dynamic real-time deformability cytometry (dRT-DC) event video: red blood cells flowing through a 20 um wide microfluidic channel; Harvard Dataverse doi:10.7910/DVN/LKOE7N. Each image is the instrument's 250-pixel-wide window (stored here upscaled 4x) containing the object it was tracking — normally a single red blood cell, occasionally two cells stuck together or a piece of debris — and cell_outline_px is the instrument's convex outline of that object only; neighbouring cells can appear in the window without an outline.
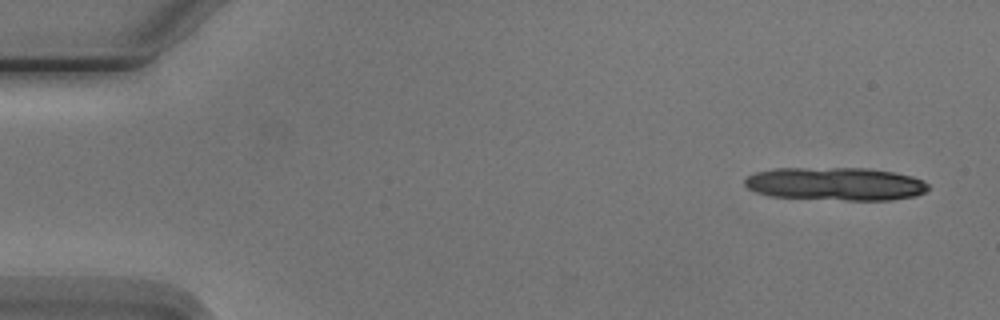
{"species": "Egyptian fruit bat (a non-hibernating species)", "species_latin": "Rousettus aegyptiacus", "temperature_condition": "cold", "stored_images_in_passage": 5, "camera_frame_rate_fps": 3000, "um_per_image_px": 0.085, "animal": {"sex": "male"}, "frame": {"image": 1, "passage_image": 1, "time_ms": 0.0, "image_size_px": [1000, 320], "cell_outline_px": [[928, 188], [924, 192], [916, 196], [892, 200], [844, 200], [772, 196], [756, 192], [748, 188], [744, 184], [744, 180], [748, 176], [756, 172], [776, 168], [868, 168], [892, 172], [912, 176], [924, 180], [928, 184]], "centroid_in_image_um": [71.04, 15.63], "position_along_channel_um": 14.0, "area_um2": 35.43}}
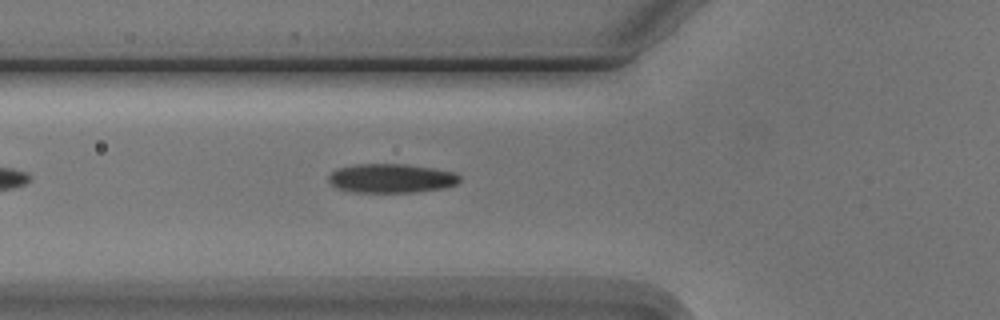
{"frame": {"image": 2, "passage_image": 5, "time_ms": 5.667, "image_size_px": [1000, 320], "cell_outline_px": [[460, 180], [456, 184], [444, 188], [412, 192], [352, 192], [336, 188], [328, 180], [328, 176], [336, 168], [356, 164], [408, 164], [456, 172], [460, 176]], "centroid_in_image_um": [33.25, 15.15], "position_along_channel_um": 92.6, "area_um2": 22.31}}